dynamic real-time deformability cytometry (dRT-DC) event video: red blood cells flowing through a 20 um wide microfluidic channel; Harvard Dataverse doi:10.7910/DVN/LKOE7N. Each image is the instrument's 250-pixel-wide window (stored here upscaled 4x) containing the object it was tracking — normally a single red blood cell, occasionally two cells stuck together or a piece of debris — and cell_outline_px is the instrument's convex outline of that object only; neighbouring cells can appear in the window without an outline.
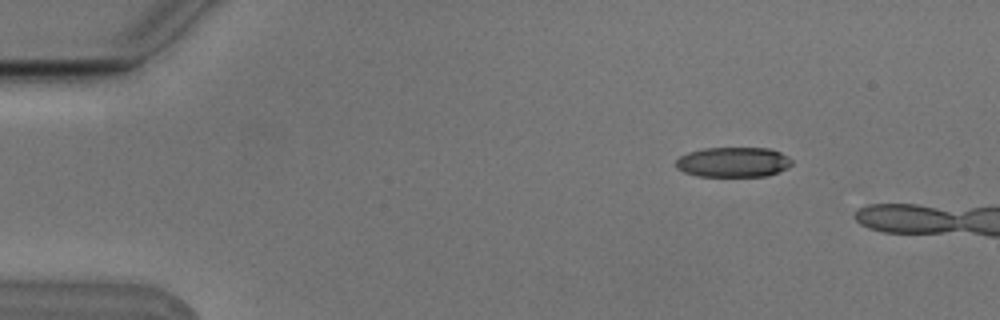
{"species": "Egyptian fruit bat (a non-hibernating species)", "species_latin": "Rousettus aegyptiacus", "temperature_condition": "cold", "stored_images_in_passage": 4, "camera_frame_rate_fps": 3000, "um_per_image_px": 0.085, "animal": {"sex": "male"}, "frame": {"image": 1, "passage_image": 2, "time_ms": 0.333, "image_size_px": [1000, 320], "cell_outline_px": [[792, 164], [788, 168], [768, 176], [696, 176], [684, 172], [676, 168], [676, 160], [680, 156], [688, 152], [704, 148], [772, 148], [788, 156], [792, 160]], "centroid_in_image_um": [62.34, 13.78], "position_along_channel_um": 22.7, "area_um2": 20.46}}